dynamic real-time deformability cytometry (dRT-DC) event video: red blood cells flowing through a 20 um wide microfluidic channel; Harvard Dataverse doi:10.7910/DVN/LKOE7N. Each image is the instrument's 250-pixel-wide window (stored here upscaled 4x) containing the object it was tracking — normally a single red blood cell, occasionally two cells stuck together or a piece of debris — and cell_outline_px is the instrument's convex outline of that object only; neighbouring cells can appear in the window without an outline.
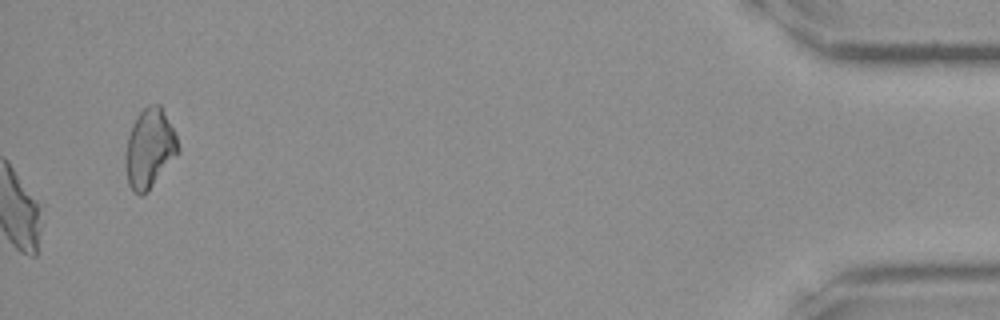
{"species": "Egyptian fruit bat (a non-hibernating species)", "species_latin": "Rousettus aegyptiacus", "temperature_condition": "room temperature", "stored_images_in_passage": 34, "camera_frame_rate_fps": 3000, "um_per_image_px": 0.085, "frame": {"image": 1, "passage_image": 34, "time_ms": 11.0, "image_size_px": [1000, 320], "cell_outline_px": [[180, 152], [148, 192], [140, 196], [132, 192], [128, 184], [124, 164], [124, 156], [128, 136], [132, 124], [136, 116], [148, 104], [160, 104], [176, 136], [180, 148]], "centroid_in_image_um": [12.69, 12.66], "position_along_channel_um": 422.5, "area_um2": 24.68}}